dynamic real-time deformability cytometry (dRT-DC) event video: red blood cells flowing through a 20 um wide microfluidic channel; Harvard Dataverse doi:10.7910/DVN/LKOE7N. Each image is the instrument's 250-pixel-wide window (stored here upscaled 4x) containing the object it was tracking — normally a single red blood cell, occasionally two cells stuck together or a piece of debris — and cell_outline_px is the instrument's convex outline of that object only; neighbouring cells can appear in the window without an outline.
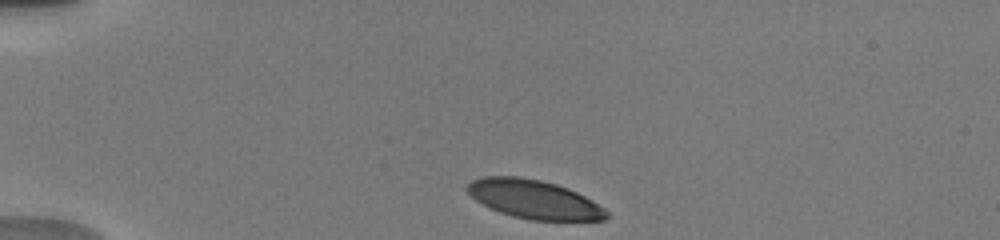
{"species": "human", "species_latin": "Homo sapiens", "temperature_condition": "warm", "stored_images_in_passage": 22, "camera_frame_rate_fps": 3000, "um_per_image_px": 0.085, "donor": {"sex": "male"}, "frame": {"image": 1, "passage_image": 1, "time_ms": 0.0, "image_size_px": [1000, 240], "cell_outline_px": [[608, 216], [604, 220], [532, 220], [512, 216], [500, 212], [476, 200], [464, 188], [472, 180], [484, 176], [516, 176], [540, 180], [556, 184], [568, 188], [592, 200], [604, 208], [608, 212]], "centroid_in_image_um": [45.39, 16.93], "position_along_channel_um": 39.6, "area_um2": 31.15}}
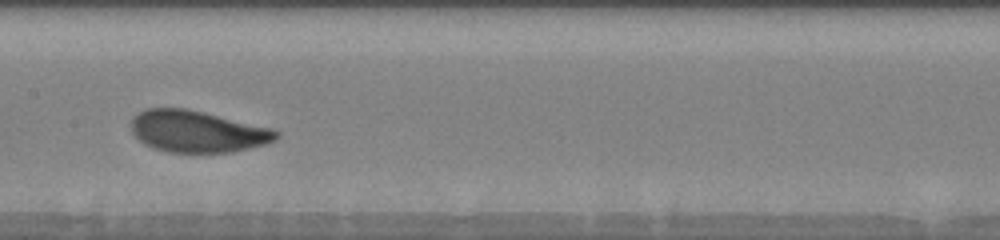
{"frame": {"image": 2, "passage_image": 14, "time_ms": 5.333, "image_size_px": [1000, 240], "cell_outline_px": [[280, 136], [276, 140], [264, 144], [232, 152], [168, 152], [144, 144], [132, 132], [132, 116], [136, 112], [144, 108], [184, 108], [204, 112], [272, 128], [280, 132]], "centroid_in_image_um": [16.77, 11.16], "position_along_channel_um": 190.6, "area_um2": 35.2}}
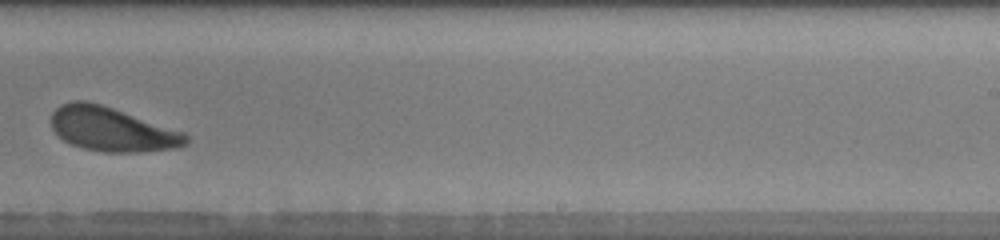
{"frame": {"image": 3, "passage_image": 19, "time_ms": 7.667, "image_size_px": [1000, 240], "cell_outline_px": [[188, 144], [180, 148], [144, 152], [104, 152], [84, 148], [72, 144], [64, 140], [52, 128], [52, 112], [60, 104], [72, 100], [88, 100], [184, 132], [188, 136]], "centroid_in_image_um": [9.54, 10.99], "position_along_channel_um": 279.5, "area_um2": 34.56}}